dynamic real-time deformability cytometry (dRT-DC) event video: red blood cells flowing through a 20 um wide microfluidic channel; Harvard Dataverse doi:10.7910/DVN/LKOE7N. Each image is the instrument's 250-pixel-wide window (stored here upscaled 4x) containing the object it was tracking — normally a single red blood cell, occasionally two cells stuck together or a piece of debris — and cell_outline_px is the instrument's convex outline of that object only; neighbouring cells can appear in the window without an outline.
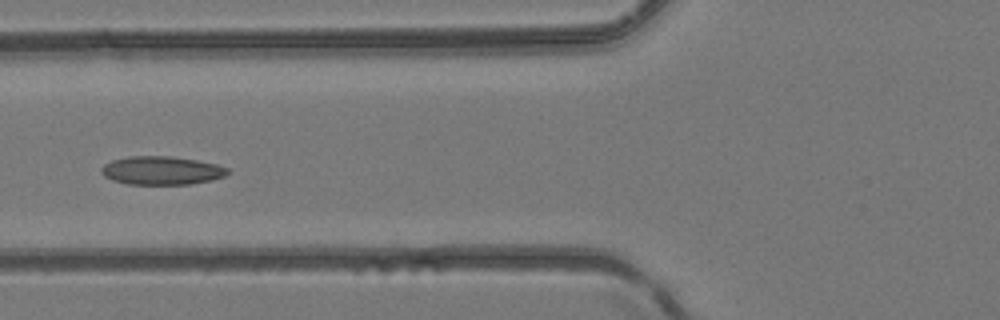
{"species": "common noctule bat (a hibernating species)", "species_latin": "Nyctalus noctula", "temperature_condition": "room temperature", "stored_images_in_passage": 5, "camera_frame_rate_fps": 3000, "um_per_image_px": 0.085, "animal": {"sex": "female", "body_mass_g": 24.6, "forearm_length_mm": 56.2}, "frame": {"image": 1, "passage_image": 5, "time_ms": 1.333, "image_size_px": [1000, 320], "cell_outline_px": [[228, 172], [224, 176], [212, 180], [192, 184], [128, 184], [112, 180], [104, 176], [100, 172], [100, 168], [104, 164], [112, 160], [128, 156], [172, 156], [196, 160], [216, 164], [228, 168]], "centroid_in_image_um": [13.7, 14.49], "position_along_channel_um": 112.1, "area_um2": 20.98}}